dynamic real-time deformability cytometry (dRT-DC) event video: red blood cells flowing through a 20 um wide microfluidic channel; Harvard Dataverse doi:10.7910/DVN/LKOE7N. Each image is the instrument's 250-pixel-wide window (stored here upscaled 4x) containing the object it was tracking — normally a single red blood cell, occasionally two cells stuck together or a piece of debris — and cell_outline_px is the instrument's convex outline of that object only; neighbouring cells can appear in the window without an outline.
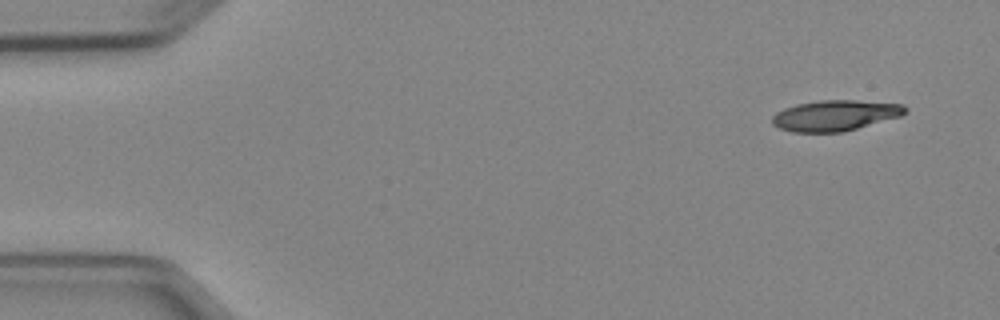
{"species": "Egyptian fruit bat (a non-hibernating species)", "species_latin": "Rousettus aegyptiacus", "temperature_condition": "cold", "stored_images_in_passage": 2, "camera_frame_rate_fps": 3000, "um_per_image_px": 0.085, "animal": {"sex": "female"}, "frame": {"image": 1, "passage_image": 2, "time_ms": 1.333, "image_size_px": [1000, 320], "cell_outline_px": [[908, 112], [900, 116], [844, 132], [792, 132], [780, 128], [772, 124], [772, 116], [776, 112], [784, 108], [796, 104], [820, 100], [856, 100], [904, 104], [908, 108]], "centroid_in_image_um": [71.0, 9.81], "position_along_channel_um": 14.0, "area_um2": 23.93}}